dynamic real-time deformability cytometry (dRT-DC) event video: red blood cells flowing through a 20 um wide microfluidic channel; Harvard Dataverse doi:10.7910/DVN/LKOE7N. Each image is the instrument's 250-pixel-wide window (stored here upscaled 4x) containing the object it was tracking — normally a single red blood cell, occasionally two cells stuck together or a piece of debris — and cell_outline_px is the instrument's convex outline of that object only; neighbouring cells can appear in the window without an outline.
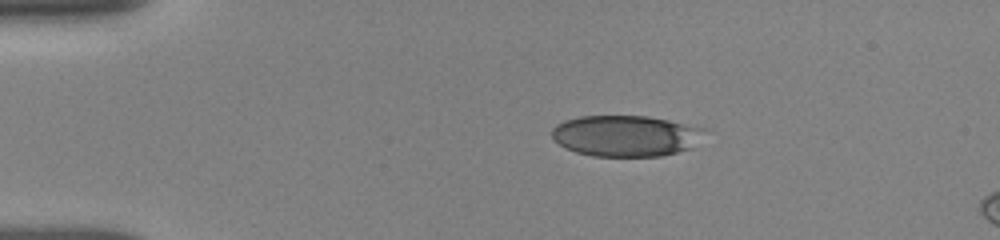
{"species": "human", "species_latin": "Homo sapiens", "temperature_condition": "room temperature", "stored_images_in_passage": 57, "camera_frame_rate_fps": 3000, "um_per_image_px": 0.085, "donor": {"sex": "female"}, "frame": {"image": 1, "passage_image": 1, "time_ms": 0.0, "image_size_px": [1000, 240], "cell_outline_px": [[704, 128], [692, 148], [660, 156], [592, 156], [576, 152], [552, 140], [552, 128], [556, 124], [564, 120], [580, 116], [648, 116], [668, 120]], "centroid_in_image_um": [53.12, 11.54], "position_along_channel_um": 31.9, "area_um2": 36.24}}
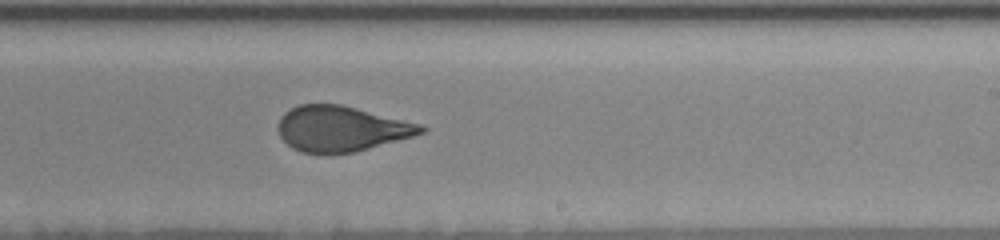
{"frame": {"image": 2, "passage_image": 24, "time_ms": 7.333, "image_size_px": [1000, 240], "cell_outline_px": [[428, 128], [424, 132], [412, 136], [368, 148], [352, 152], [304, 152], [292, 148], [280, 136], [280, 116], [284, 112], [300, 104], [340, 104], [420, 124]], "centroid_in_image_um": [29.0, 10.92], "position_along_channel_um": 260.0, "area_um2": 36.88}}
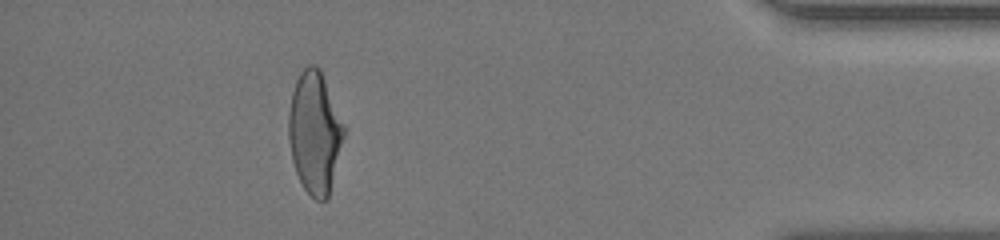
{"frame": {"image": 3, "passage_image": 48, "time_ms": 12.333, "image_size_px": [1000, 240], "cell_outline_px": [[344, 136], [328, 200], [316, 200], [304, 188], [296, 172], [292, 160], [288, 140], [288, 112], [292, 92], [296, 80], [300, 72], [308, 64], [316, 64], [320, 68], [344, 124]], "centroid_in_image_um": [26.74, 11.25], "position_along_channel_um": 408.5, "area_um2": 39.3}, "authors_computed_cell_mechanics": {"area_um2": 38.726, "velocity_mm_per_s": 3.8607, "shape_relaxation_time_tau1_ms": 5.6988, "shape_relaxation_time_tau2_ms": 0.82, "deformation_change_tau1": 0.2079, "deformation_change_tau2": 0.0877}}